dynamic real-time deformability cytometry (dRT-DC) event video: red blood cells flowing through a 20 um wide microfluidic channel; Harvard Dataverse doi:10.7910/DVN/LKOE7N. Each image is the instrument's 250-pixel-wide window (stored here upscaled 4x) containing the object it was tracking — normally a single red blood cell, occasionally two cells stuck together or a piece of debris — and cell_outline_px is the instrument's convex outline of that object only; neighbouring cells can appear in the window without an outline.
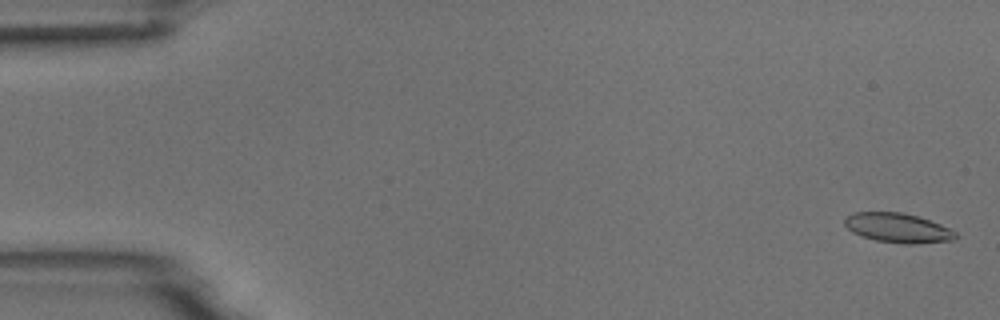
{"species": "common noctule bat (a hibernating species)", "species_latin": "Nyctalus noctula", "temperature_condition": "room temperature", "stored_images_in_passage": 55, "camera_frame_rate_fps": 3000, "um_per_image_px": 0.085, "animal": {"sex": "male", "body_mass_g": 18.8}, "frame": {"image": 1, "passage_image": 2, "time_ms": 0.333, "image_size_px": [1000, 320], "cell_outline_px": [[960, 236], [956, 240], [916, 244], [904, 244], [876, 240], [852, 232], [844, 224], [844, 220], [852, 212], [900, 212], [916, 216], [940, 224], [956, 232]], "centroid_in_image_um": [76.35, 19.38], "position_along_channel_um": 8.6, "area_um2": 19.02}}
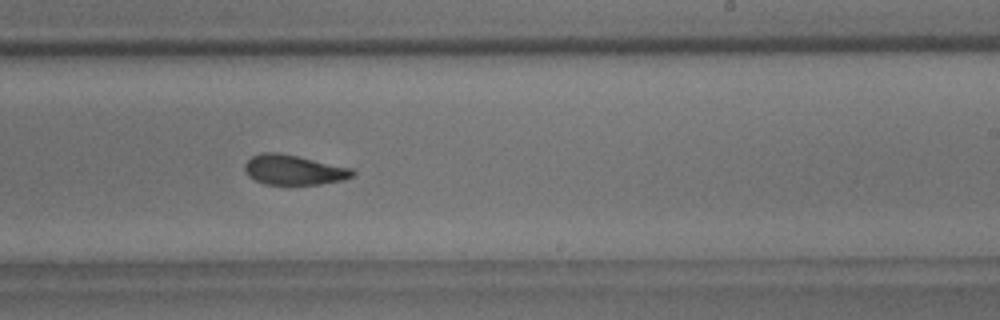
{"frame": {"image": 2, "passage_image": 34, "time_ms": 11.0, "image_size_px": [1000, 320], "cell_outline_px": [[356, 172], [352, 176], [344, 180], [320, 184], [264, 184], [248, 176], [244, 168], [244, 164], [252, 156], [260, 152], [280, 152], [352, 168]], "centroid_in_image_um": [24.96, 14.43], "position_along_channel_um": 264.0, "area_um2": 18.84}}
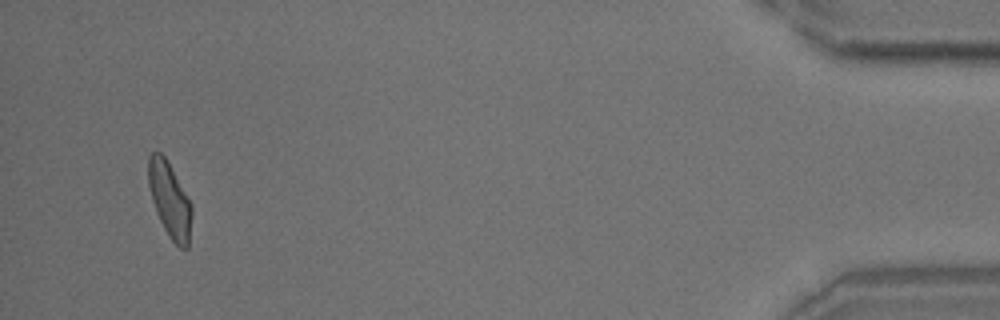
{"frame": {"image": 3, "passage_image": 53, "time_ms": 17.333, "image_size_px": [1000, 320], "cell_outline_px": [[192, 216], [188, 248], [180, 248], [168, 236], [156, 212], [152, 200], [148, 184], [148, 156], [152, 152], [160, 152], [168, 160], [192, 204]], "centroid_in_image_um": [14.43, 16.97], "position_along_channel_um": 420.8, "area_um2": 19.13}, "authors_computed_cell_mechanics": {"area_um2": 19.2474, "velocity_mm_per_s": 3.6896, "shape_relaxation_time_tau1_ms": 8.9042, "shape_relaxation_time_tau2_ms": 2.8207, "deformation_change_tau1": 0.2204, "deformation_change_tau2": 0.1067}}